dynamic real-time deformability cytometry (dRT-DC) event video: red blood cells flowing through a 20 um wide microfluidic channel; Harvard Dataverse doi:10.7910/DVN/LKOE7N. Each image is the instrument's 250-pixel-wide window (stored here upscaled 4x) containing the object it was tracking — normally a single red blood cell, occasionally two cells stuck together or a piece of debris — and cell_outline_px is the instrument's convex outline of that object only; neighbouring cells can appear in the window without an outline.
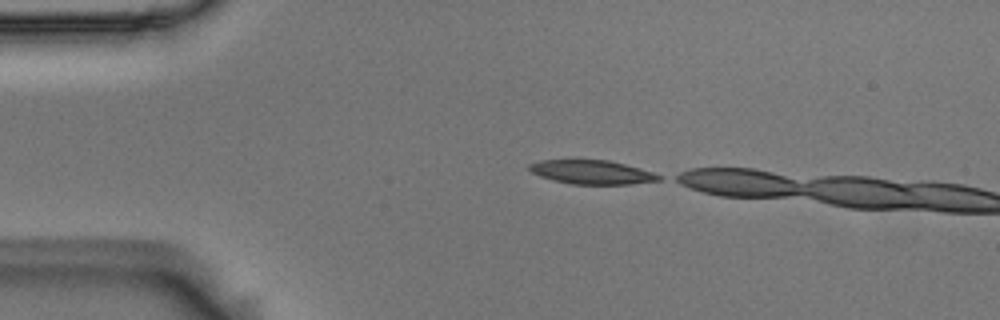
{"species": "Egyptian fruit bat (a non-hibernating species)", "species_latin": "Rousettus aegyptiacus", "temperature_condition": "room temperature", "stored_images_in_passage": 5, "camera_frame_rate_fps": 3000, "um_per_image_px": 0.085, "animal": {"sex": "male"}, "frame": {"image": 1, "passage_image": 1, "time_ms": 0.0, "image_size_px": [1000, 320], "cell_outline_px": [[664, 176], [660, 180], [628, 184], [572, 184], [540, 176], [532, 172], [528, 168], [528, 164], [540, 160], [608, 160], [624, 164], [652, 172]], "centroid_in_image_um": [50.31, 14.63], "position_along_channel_um": 34.7, "area_um2": 17.8}}